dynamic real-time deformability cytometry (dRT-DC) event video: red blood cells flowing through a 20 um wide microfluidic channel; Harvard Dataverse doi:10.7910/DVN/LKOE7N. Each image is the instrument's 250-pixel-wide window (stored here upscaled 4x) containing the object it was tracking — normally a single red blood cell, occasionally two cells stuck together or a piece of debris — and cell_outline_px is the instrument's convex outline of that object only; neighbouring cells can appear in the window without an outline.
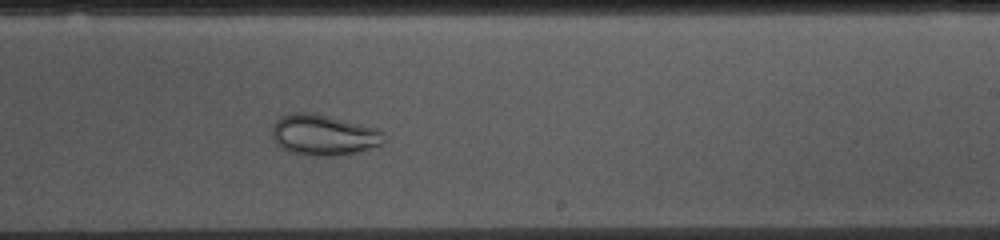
{"species": "common noctule bat (a hibernating species)", "species_latin": "Nyctalus noctula", "temperature_condition": "cold", "stored_images_in_passage": 53, "camera_frame_rate_fps": 3000, "um_per_image_px": 0.085, "animal": {"sex": "female", "body_mass_g": 10.0, "forearm_length_mm": 53.1}, "frame": {"image": 1, "passage_image": 31, "time_ms": 10.0, "image_size_px": [1000, 240], "cell_outline_px": [[388, 136], [384, 144], [360, 152], [336, 156], [304, 156], [288, 152], [280, 148], [276, 144], [272, 136], [272, 124], [280, 116], [292, 112], [308, 112], [328, 116], [376, 128], [384, 132]], "centroid_in_image_um": [27.51, 11.5], "position_along_channel_um": 261.5, "area_um2": 27.28}}
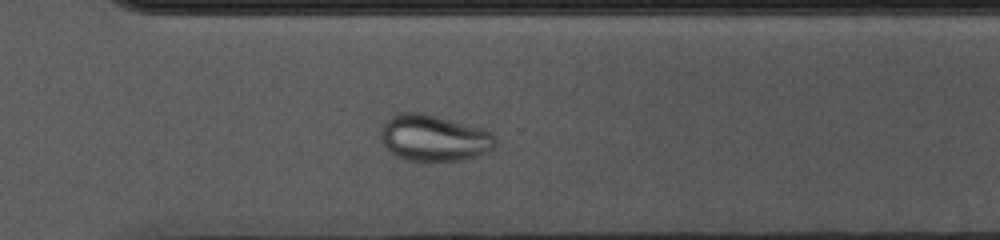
{"frame": {"image": 2, "passage_image": 37, "time_ms": 12.0, "image_size_px": [1000, 240], "cell_outline_px": [[496, 144], [492, 148], [484, 152], [460, 160], [408, 160], [396, 156], [380, 140], [380, 128], [384, 120], [400, 112], [420, 112], [436, 116], [480, 128], [492, 132], [496, 140]], "centroid_in_image_um": [36.82, 11.7], "position_along_channel_um": 333.8, "area_um2": 30.52}}
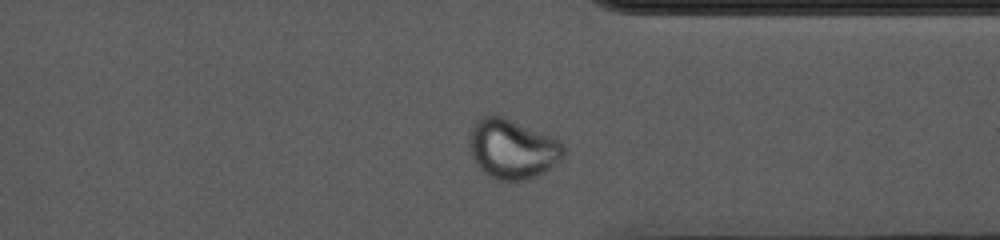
{"frame": {"image": 3, "passage_image": 40, "time_ms": 13.0, "image_size_px": [1000, 240], "cell_outline_px": [[564, 156], [560, 160], [544, 172], [528, 180], [500, 180], [484, 172], [476, 164], [468, 152], [468, 136], [476, 120], [480, 116], [504, 116], [552, 136], [564, 144]], "centroid_in_image_um": [43.52, 12.64], "position_along_channel_um": 367.9, "area_um2": 32.95}}